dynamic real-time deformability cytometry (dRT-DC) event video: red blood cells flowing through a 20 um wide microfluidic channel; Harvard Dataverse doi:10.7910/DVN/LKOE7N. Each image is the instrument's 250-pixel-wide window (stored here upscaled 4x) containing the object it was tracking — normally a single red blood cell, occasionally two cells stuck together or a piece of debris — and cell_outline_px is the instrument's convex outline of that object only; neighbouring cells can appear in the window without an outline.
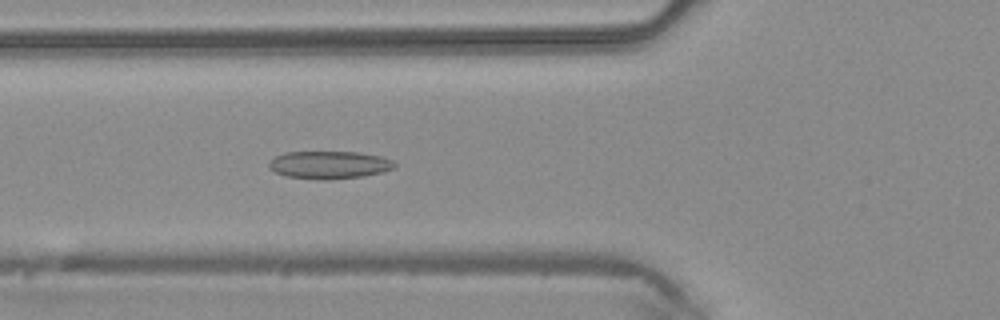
{"species": "common noctule bat (a hibernating species)", "species_latin": "Nyctalus noctula", "temperature_condition": "warm", "stored_images_in_passage": 35, "camera_frame_rate_fps": 3000, "um_per_image_px": 0.085, "animal": {"sex": "male", "body_mass_g": 20.4}, "frame": {"image": 1, "passage_image": 9, "time_ms": 2.667, "image_size_px": [1000, 320], "cell_outline_px": [[396, 168], [384, 172], [364, 176], [332, 180], [320, 180], [284, 176], [268, 168], [268, 164], [276, 156], [284, 152], [360, 152], [380, 156], [392, 160], [396, 164]], "centroid_in_image_um": [28.01, 14.02], "position_along_channel_um": 97.8, "area_um2": 20.58}}
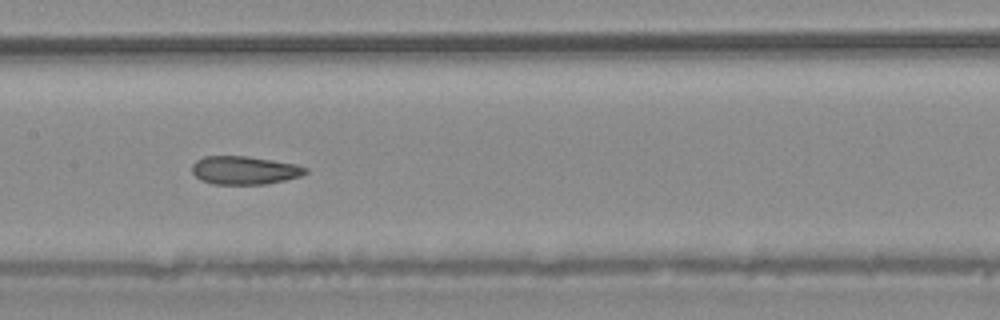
{"frame": {"image": 2, "passage_image": 15, "time_ms": 4.667, "image_size_px": [1000, 320], "cell_outline_px": [[308, 172], [300, 176], [284, 180], [264, 184], [212, 184], [200, 180], [192, 172], [192, 164], [196, 160], [204, 156], [248, 156], [296, 164], [308, 168]], "centroid_in_image_um": [20.76, 14.47], "position_along_channel_um": 186.6, "area_um2": 18.73}}
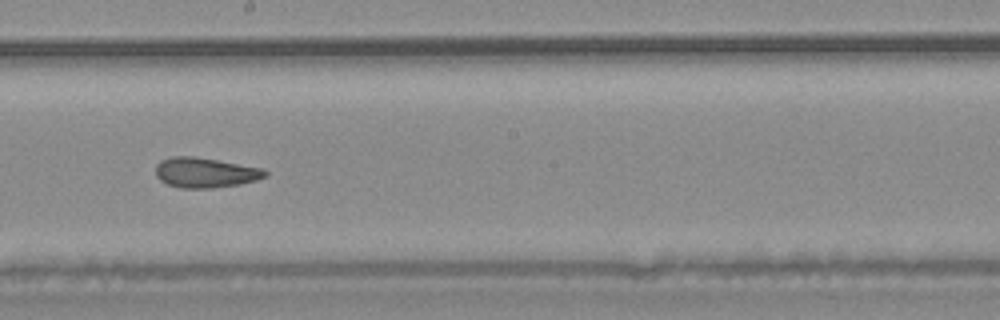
{"frame": {"image": 3, "passage_image": 18, "time_ms": 5.667, "image_size_px": [1000, 320], "cell_outline_px": [[268, 176], [256, 180], [240, 184], [212, 188], [180, 188], [168, 184], [160, 180], [156, 176], [156, 164], [160, 160], [172, 156], [192, 156], [264, 168], [268, 172]], "centroid_in_image_um": [17.45, 14.67], "position_along_channel_um": 230.7, "area_um2": 19.25}}